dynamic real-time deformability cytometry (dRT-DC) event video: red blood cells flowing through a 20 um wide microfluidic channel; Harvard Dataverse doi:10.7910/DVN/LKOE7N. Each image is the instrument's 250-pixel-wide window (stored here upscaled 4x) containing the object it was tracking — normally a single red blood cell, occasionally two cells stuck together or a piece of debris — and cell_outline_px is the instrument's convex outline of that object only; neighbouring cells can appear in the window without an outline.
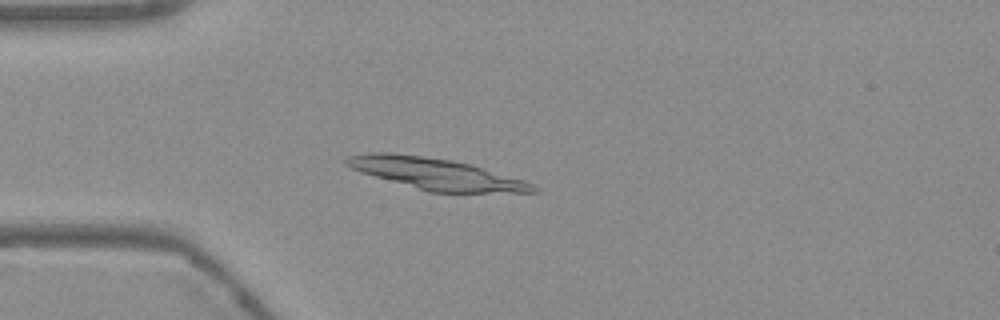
{"species": "Egyptian fruit bat (a non-hibernating species)", "species_latin": "Rousettus aegyptiacus", "temperature_condition": "warm", "stored_images_in_passage": 54, "camera_frame_rate_fps": 3000, "um_per_image_px": 0.085, "frame": {"image": 1, "passage_image": 14, "time_ms": 4.333, "image_size_px": [1000, 320], "cell_outline_px": [[540, 192], [428, 192], [360, 172], [344, 164], [344, 160], [348, 156], [368, 152], [388, 152], [424, 156], [452, 160], [472, 164], [524, 180], [540, 188]], "centroid_in_image_um": [37.05, 14.77], "position_along_channel_um": 47.9, "area_um2": 34.1}}
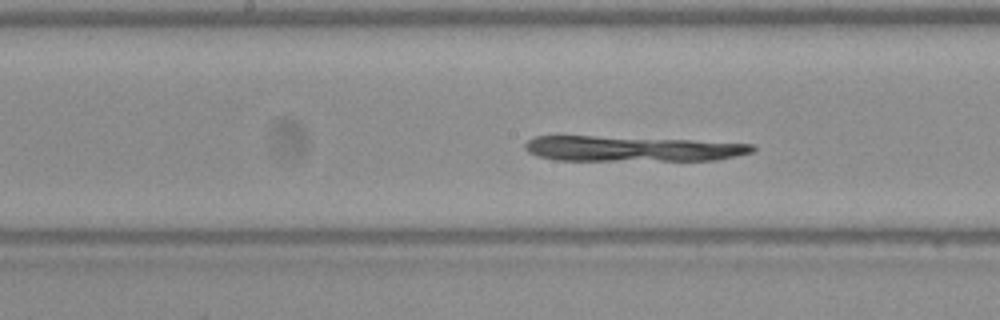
{"frame": {"image": 2, "passage_image": 27, "time_ms": 8.667, "image_size_px": [1000, 320], "cell_outline_px": [[756, 148], [752, 152], [736, 156], [716, 160], [556, 160], [536, 156], [528, 152], [524, 148], [524, 144], [528, 140], [536, 136], [592, 136], [692, 140], [752, 144]], "centroid_in_image_um": [53.68, 12.64], "position_along_channel_um": 194.5, "area_um2": 33.41}}
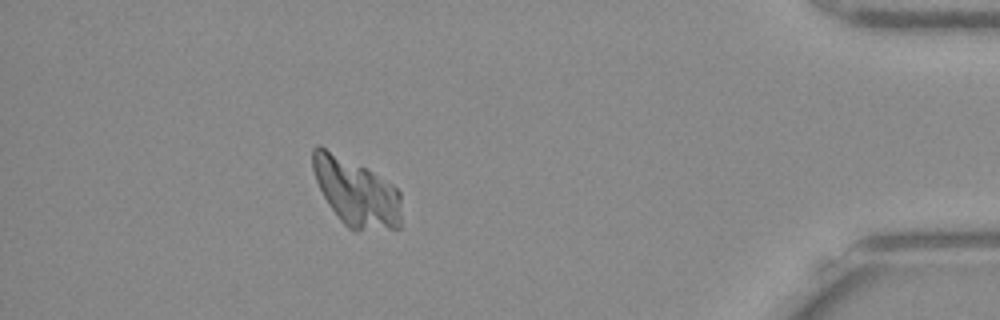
{"frame": {"image": 3, "passage_image": 48, "time_ms": 15.667, "image_size_px": [1000, 320], "cell_outline_px": [[400, 228], [356, 232], [352, 232], [340, 220], [328, 204], [316, 180], [312, 168], [312, 148], [316, 144], [320, 144], [372, 172], [392, 184], [400, 192]], "centroid_in_image_um": [30.25, 16.37], "position_along_channel_um": 405.0, "area_um2": 35.14}}